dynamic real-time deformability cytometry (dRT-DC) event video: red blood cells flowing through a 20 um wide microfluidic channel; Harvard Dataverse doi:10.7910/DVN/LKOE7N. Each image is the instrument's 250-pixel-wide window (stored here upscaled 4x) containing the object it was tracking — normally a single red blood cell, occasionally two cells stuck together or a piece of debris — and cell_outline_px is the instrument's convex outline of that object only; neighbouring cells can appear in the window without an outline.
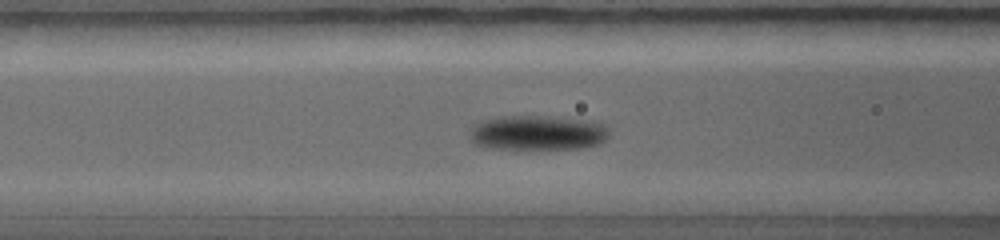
{"species": "common noctule bat (a hibernating species)", "species_latin": "Nyctalus noctula", "temperature_condition": "warm", "stored_images_in_passage": 19, "camera_frame_rate_fps": 5000, "um_per_image_px": 0.085, "animal": {"sex": "female", "body_mass_g": 19.0, "forearm_length_mm": 56.7}, "frame": {"image": 1, "passage_image": 6, "time_ms": 2.4, "image_size_px": [1000, 240], "cell_outline_px": [[608, 136], [600, 144], [580, 148], [516, 152], [488, 148], [472, 144], [468, 128], [480, 120], [496, 116], [544, 116], [584, 120], [600, 124], [608, 128]], "centroid_in_image_um": [45.56, 11.34], "position_along_channel_um": 121.0, "area_um2": 29.59}}
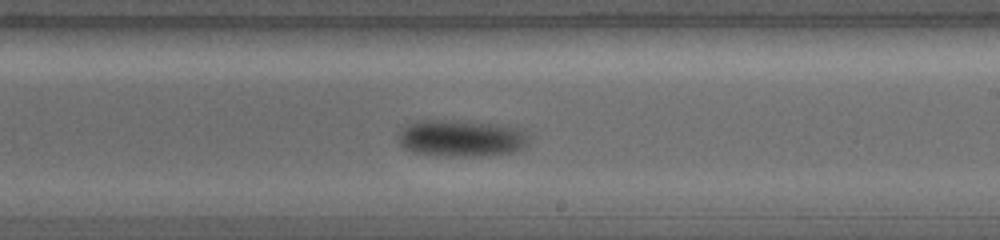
{"frame": {"image": 2, "passage_image": 11, "time_ms": 4.6, "image_size_px": [1000, 240], "cell_outline_px": [[528, 140], [524, 148], [512, 152], [480, 156], [436, 156], [412, 152], [404, 148], [400, 144], [396, 136], [396, 132], [400, 128], [408, 124], [420, 120], [452, 120], [500, 124], [520, 128], [524, 132]], "centroid_in_image_um": [39.13, 11.75], "position_along_channel_um": 249.9, "area_um2": 28.44}}
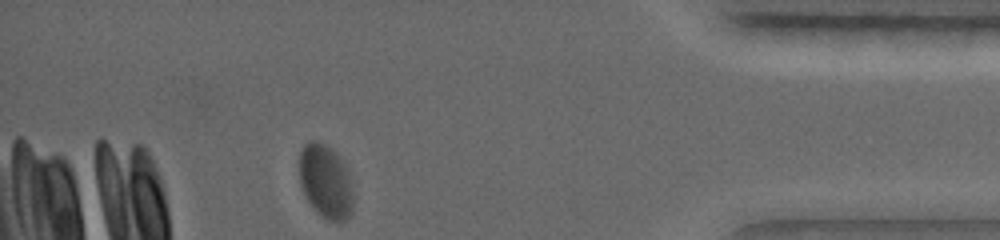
{"frame": {"image": 3, "passage_image": 19, "time_ms": 8.0, "image_size_px": [1000, 240], "cell_outline_px": [[352, 212], [344, 220], [328, 220], [316, 212], [308, 200], [300, 184], [300, 152], [304, 144], [308, 140], [316, 140], [324, 144], [336, 152], [340, 156], [348, 168], [352, 188]], "centroid_in_image_um": [27.69, 15.38], "position_along_channel_um": 407.5, "area_um2": 23.18}}